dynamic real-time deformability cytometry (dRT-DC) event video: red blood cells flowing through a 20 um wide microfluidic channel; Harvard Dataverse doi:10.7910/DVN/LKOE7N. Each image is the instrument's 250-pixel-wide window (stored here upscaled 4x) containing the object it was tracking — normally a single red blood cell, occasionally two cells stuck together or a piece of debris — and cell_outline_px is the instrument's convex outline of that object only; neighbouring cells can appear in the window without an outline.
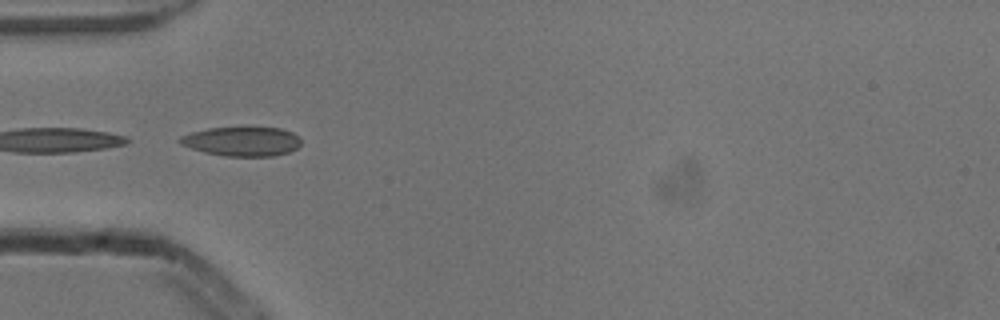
{"species": "common noctule bat (a hibernating species)", "species_latin": "Nyctalus noctula", "temperature_condition": "cold", "stored_images_in_passage": 8, "camera_frame_rate_fps": 3000, "um_per_image_px": 0.085, "animal": {"sex": "male", "body_mass_g": 13.3}, "frame": {"image": 1, "passage_image": 5, "time_ms": 1.333, "image_size_px": [1000, 320], "cell_outline_px": [[300, 144], [296, 148], [288, 152], [272, 156], [224, 156], [204, 152], [180, 144], [176, 140], [180, 136], [192, 132], [208, 128], [280, 128], [292, 132], [300, 140]], "centroid_in_image_um": [20.52, 12.02], "position_along_channel_um": 64.5, "area_um2": 20.46}}
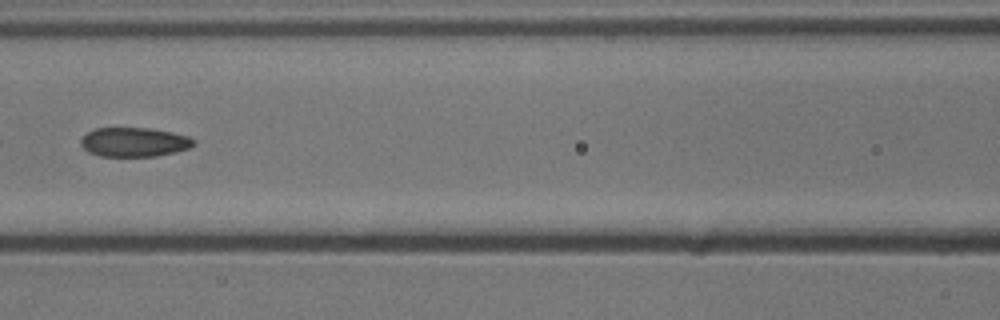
{"frame": {"image": 2, "passage_image": 7, "time_ms": 2.0, "image_size_px": [1000, 320], "cell_outline_px": [[196, 144], [188, 148], [176, 152], [156, 156], [100, 156], [88, 152], [80, 144], [80, 140], [88, 132], [96, 128], [152, 128], [172, 132], [188, 136], [196, 140]], "centroid_in_image_um": [11.43, 12.08], "position_along_channel_um": 155.2, "area_um2": 19.31}}
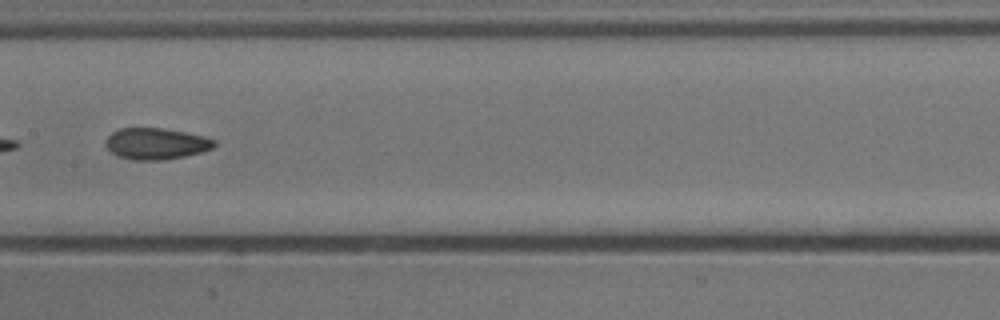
{"frame": {"image": 3, "passage_image": 8, "time_ms": 2.333, "image_size_px": [1000, 320], "cell_outline_px": [[216, 144], [212, 148], [200, 152], [184, 156], [164, 160], [132, 160], [116, 156], [104, 144], [108, 136], [112, 132], [120, 128], [160, 128], [184, 132], [204, 136], [216, 140]], "centroid_in_image_um": [13.24, 12.22], "position_along_channel_um": 194.2, "area_um2": 19.83}}